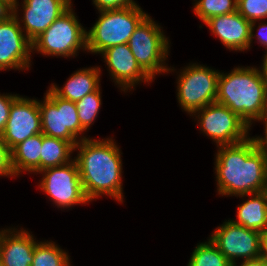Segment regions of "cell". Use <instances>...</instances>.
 <instances>
[{"label": "cell", "instance_id": "4316f807", "mask_svg": "<svg viewBox=\"0 0 267 266\" xmlns=\"http://www.w3.org/2000/svg\"><path fill=\"white\" fill-rule=\"evenodd\" d=\"M0 176L15 177L11 165V150L2 141L0 136Z\"/></svg>", "mask_w": 267, "mask_h": 266}, {"label": "cell", "instance_id": "d590c367", "mask_svg": "<svg viewBox=\"0 0 267 266\" xmlns=\"http://www.w3.org/2000/svg\"><path fill=\"white\" fill-rule=\"evenodd\" d=\"M0 1H2L9 8L16 0H0Z\"/></svg>", "mask_w": 267, "mask_h": 266}, {"label": "cell", "instance_id": "3957f363", "mask_svg": "<svg viewBox=\"0 0 267 266\" xmlns=\"http://www.w3.org/2000/svg\"><path fill=\"white\" fill-rule=\"evenodd\" d=\"M216 102L228 107L251 127L253 121L267 112V88L260 69L236 67L230 73L220 72Z\"/></svg>", "mask_w": 267, "mask_h": 266}, {"label": "cell", "instance_id": "1f68e13d", "mask_svg": "<svg viewBox=\"0 0 267 266\" xmlns=\"http://www.w3.org/2000/svg\"><path fill=\"white\" fill-rule=\"evenodd\" d=\"M260 251L261 258L267 261V228L260 232Z\"/></svg>", "mask_w": 267, "mask_h": 266}, {"label": "cell", "instance_id": "7c38bea8", "mask_svg": "<svg viewBox=\"0 0 267 266\" xmlns=\"http://www.w3.org/2000/svg\"><path fill=\"white\" fill-rule=\"evenodd\" d=\"M209 239L231 264L238 258L247 261L261 257L260 232L237 225L231 219L217 227Z\"/></svg>", "mask_w": 267, "mask_h": 266}, {"label": "cell", "instance_id": "e575fe53", "mask_svg": "<svg viewBox=\"0 0 267 266\" xmlns=\"http://www.w3.org/2000/svg\"><path fill=\"white\" fill-rule=\"evenodd\" d=\"M7 9L8 7L2 1H0V15H2Z\"/></svg>", "mask_w": 267, "mask_h": 266}, {"label": "cell", "instance_id": "d6a6232c", "mask_svg": "<svg viewBox=\"0 0 267 266\" xmlns=\"http://www.w3.org/2000/svg\"><path fill=\"white\" fill-rule=\"evenodd\" d=\"M231 266H237V263L232 264ZM240 266H267V261L260 257L254 260L242 261Z\"/></svg>", "mask_w": 267, "mask_h": 266}, {"label": "cell", "instance_id": "4fadbf2b", "mask_svg": "<svg viewBox=\"0 0 267 266\" xmlns=\"http://www.w3.org/2000/svg\"><path fill=\"white\" fill-rule=\"evenodd\" d=\"M42 133L39 101L20 97L12 102L9 118L0 135L2 141L12 150L20 142Z\"/></svg>", "mask_w": 267, "mask_h": 266}, {"label": "cell", "instance_id": "52a82bcc", "mask_svg": "<svg viewBox=\"0 0 267 266\" xmlns=\"http://www.w3.org/2000/svg\"><path fill=\"white\" fill-rule=\"evenodd\" d=\"M45 94L43 103L39 101L42 133L69 141L74 146L82 139H87L78 137L85 130L80 125L75 102L60 98L50 88Z\"/></svg>", "mask_w": 267, "mask_h": 266}, {"label": "cell", "instance_id": "f1b7e54d", "mask_svg": "<svg viewBox=\"0 0 267 266\" xmlns=\"http://www.w3.org/2000/svg\"><path fill=\"white\" fill-rule=\"evenodd\" d=\"M98 11L113 10L133 7L136 4L133 0H92Z\"/></svg>", "mask_w": 267, "mask_h": 266}, {"label": "cell", "instance_id": "6da1fadb", "mask_svg": "<svg viewBox=\"0 0 267 266\" xmlns=\"http://www.w3.org/2000/svg\"><path fill=\"white\" fill-rule=\"evenodd\" d=\"M215 170L217 192L244 197L267 190V154L252 138L217 146Z\"/></svg>", "mask_w": 267, "mask_h": 266}, {"label": "cell", "instance_id": "7a4b0ae2", "mask_svg": "<svg viewBox=\"0 0 267 266\" xmlns=\"http://www.w3.org/2000/svg\"><path fill=\"white\" fill-rule=\"evenodd\" d=\"M84 193L89 201L107 195L123 202L121 152L112 138L82 139L75 145Z\"/></svg>", "mask_w": 267, "mask_h": 266}, {"label": "cell", "instance_id": "ba28073f", "mask_svg": "<svg viewBox=\"0 0 267 266\" xmlns=\"http://www.w3.org/2000/svg\"><path fill=\"white\" fill-rule=\"evenodd\" d=\"M189 65L178 75L177 98L181 108L193 116L196 110L216 102L220 72L205 65Z\"/></svg>", "mask_w": 267, "mask_h": 266}, {"label": "cell", "instance_id": "484cf974", "mask_svg": "<svg viewBox=\"0 0 267 266\" xmlns=\"http://www.w3.org/2000/svg\"><path fill=\"white\" fill-rule=\"evenodd\" d=\"M237 11L248 21L267 18V0H237Z\"/></svg>", "mask_w": 267, "mask_h": 266}, {"label": "cell", "instance_id": "5bb4252c", "mask_svg": "<svg viewBox=\"0 0 267 266\" xmlns=\"http://www.w3.org/2000/svg\"><path fill=\"white\" fill-rule=\"evenodd\" d=\"M72 5L71 0H23V17L18 22L27 38L33 42Z\"/></svg>", "mask_w": 267, "mask_h": 266}, {"label": "cell", "instance_id": "8fae6325", "mask_svg": "<svg viewBox=\"0 0 267 266\" xmlns=\"http://www.w3.org/2000/svg\"><path fill=\"white\" fill-rule=\"evenodd\" d=\"M39 173L44 174L39 188L51 197L58 208H69L89 202L83 190L75 159L65 165L44 169Z\"/></svg>", "mask_w": 267, "mask_h": 266}, {"label": "cell", "instance_id": "9a60e30c", "mask_svg": "<svg viewBox=\"0 0 267 266\" xmlns=\"http://www.w3.org/2000/svg\"><path fill=\"white\" fill-rule=\"evenodd\" d=\"M102 56L107 69L115 84L126 91L139 82H152V79L141 69L136 62L128 44H120L104 50Z\"/></svg>", "mask_w": 267, "mask_h": 266}, {"label": "cell", "instance_id": "30bf717a", "mask_svg": "<svg viewBox=\"0 0 267 266\" xmlns=\"http://www.w3.org/2000/svg\"><path fill=\"white\" fill-rule=\"evenodd\" d=\"M198 118L200 129L217 146L232 145L245 141L251 129L246 122L228 107L214 102L193 113Z\"/></svg>", "mask_w": 267, "mask_h": 266}, {"label": "cell", "instance_id": "ffe728a7", "mask_svg": "<svg viewBox=\"0 0 267 266\" xmlns=\"http://www.w3.org/2000/svg\"><path fill=\"white\" fill-rule=\"evenodd\" d=\"M251 196L238 206V221H231L247 229L261 232L267 228V190L251 194Z\"/></svg>", "mask_w": 267, "mask_h": 266}, {"label": "cell", "instance_id": "d6986e66", "mask_svg": "<svg viewBox=\"0 0 267 266\" xmlns=\"http://www.w3.org/2000/svg\"><path fill=\"white\" fill-rule=\"evenodd\" d=\"M43 133L35 134L11 150V165L15 176L21 172L39 173Z\"/></svg>", "mask_w": 267, "mask_h": 266}, {"label": "cell", "instance_id": "d4e9b609", "mask_svg": "<svg viewBox=\"0 0 267 266\" xmlns=\"http://www.w3.org/2000/svg\"><path fill=\"white\" fill-rule=\"evenodd\" d=\"M100 88L75 102L81 127L86 131L94 123L101 107Z\"/></svg>", "mask_w": 267, "mask_h": 266}, {"label": "cell", "instance_id": "2e32d148", "mask_svg": "<svg viewBox=\"0 0 267 266\" xmlns=\"http://www.w3.org/2000/svg\"><path fill=\"white\" fill-rule=\"evenodd\" d=\"M205 25L229 50L250 49L251 22L238 11L212 17L205 22Z\"/></svg>", "mask_w": 267, "mask_h": 266}, {"label": "cell", "instance_id": "836d02e7", "mask_svg": "<svg viewBox=\"0 0 267 266\" xmlns=\"http://www.w3.org/2000/svg\"><path fill=\"white\" fill-rule=\"evenodd\" d=\"M260 69H261L260 73L262 75L263 82L265 83V86L267 88V54H265L263 58V63Z\"/></svg>", "mask_w": 267, "mask_h": 266}, {"label": "cell", "instance_id": "ac0fdd59", "mask_svg": "<svg viewBox=\"0 0 267 266\" xmlns=\"http://www.w3.org/2000/svg\"><path fill=\"white\" fill-rule=\"evenodd\" d=\"M100 73L99 67L80 69L68 78L64 87L59 88L52 84L49 88L60 98L77 102L100 88Z\"/></svg>", "mask_w": 267, "mask_h": 266}, {"label": "cell", "instance_id": "83f0119b", "mask_svg": "<svg viewBox=\"0 0 267 266\" xmlns=\"http://www.w3.org/2000/svg\"><path fill=\"white\" fill-rule=\"evenodd\" d=\"M18 94H0V135L3 133L9 118L12 102L18 97Z\"/></svg>", "mask_w": 267, "mask_h": 266}, {"label": "cell", "instance_id": "e0dca14e", "mask_svg": "<svg viewBox=\"0 0 267 266\" xmlns=\"http://www.w3.org/2000/svg\"><path fill=\"white\" fill-rule=\"evenodd\" d=\"M34 236L24 229L0 231V265L31 266L36 246Z\"/></svg>", "mask_w": 267, "mask_h": 266}, {"label": "cell", "instance_id": "7402d4cb", "mask_svg": "<svg viewBox=\"0 0 267 266\" xmlns=\"http://www.w3.org/2000/svg\"><path fill=\"white\" fill-rule=\"evenodd\" d=\"M33 257L31 266H71L68 253L48 240L36 243Z\"/></svg>", "mask_w": 267, "mask_h": 266}, {"label": "cell", "instance_id": "5b68a950", "mask_svg": "<svg viewBox=\"0 0 267 266\" xmlns=\"http://www.w3.org/2000/svg\"><path fill=\"white\" fill-rule=\"evenodd\" d=\"M161 28L148 15L138 25L127 43L138 65L152 80L156 74L175 70L164 64L170 46Z\"/></svg>", "mask_w": 267, "mask_h": 266}, {"label": "cell", "instance_id": "277c9868", "mask_svg": "<svg viewBox=\"0 0 267 266\" xmlns=\"http://www.w3.org/2000/svg\"><path fill=\"white\" fill-rule=\"evenodd\" d=\"M100 16L87 33V51L104 50L126 44L138 25L148 16L140 6L99 11Z\"/></svg>", "mask_w": 267, "mask_h": 266}, {"label": "cell", "instance_id": "cb8c5ba5", "mask_svg": "<svg viewBox=\"0 0 267 266\" xmlns=\"http://www.w3.org/2000/svg\"><path fill=\"white\" fill-rule=\"evenodd\" d=\"M194 13L203 23L208 19L237 11V0H195Z\"/></svg>", "mask_w": 267, "mask_h": 266}, {"label": "cell", "instance_id": "9c48e42d", "mask_svg": "<svg viewBox=\"0 0 267 266\" xmlns=\"http://www.w3.org/2000/svg\"><path fill=\"white\" fill-rule=\"evenodd\" d=\"M18 0L0 15V71L30 67L32 42L18 22Z\"/></svg>", "mask_w": 267, "mask_h": 266}, {"label": "cell", "instance_id": "44dd1931", "mask_svg": "<svg viewBox=\"0 0 267 266\" xmlns=\"http://www.w3.org/2000/svg\"><path fill=\"white\" fill-rule=\"evenodd\" d=\"M73 151H75V146L69 141L43 134L40 171L51 167L62 166L73 161L74 159L70 156Z\"/></svg>", "mask_w": 267, "mask_h": 266}, {"label": "cell", "instance_id": "8992f818", "mask_svg": "<svg viewBox=\"0 0 267 266\" xmlns=\"http://www.w3.org/2000/svg\"><path fill=\"white\" fill-rule=\"evenodd\" d=\"M72 6L32 42V51L47 56L73 57L87 50V33L76 18Z\"/></svg>", "mask_w": 267, "mask_h": 266}, {"label": "cell", "instance_id": "f546056e", "mask_svg": "<svg viewBox=\"0 0 267 266\" xmlns=\"http://www.w3.org/2000/svg\"><path fill=\"white\" fill-rule=\"evenodd\" d=\"M255 24H256V21L251 22L250 46H251V43H252L253 39L257 38L258 42L261 45L266 47V49H265L266 52L265 53L267 54V33H266L267 32V23H265V21H264V22H261V24L258 25V29H257L258 33L256 34V36L254 34V29L256 27Z\"/></svg>", "mask_w": 267, "mask_h": 266}, {"label": "cell", "instance_id": "4dcf8cb0", "mask_svg": "<svg viewBox=\"0 0 267 266\" xmlns=\"http://www.w3.org/2000/svg\"><path fill=\"white\" fill-rule=\"evenodd\" d=\"M258 121H263V123H265V137L258 136L256 138L253 137V139L256 143V146L267 154V112Z\"/></svg>", "mask_w": 267, "mask_h": 266}, {"label": "cell", "instance_id": "603a6c76", "mask_svg": "<svg viewBox=\"0 0 267 266\" xmlns=\"http://www.w3.org/2000/svg\"><path fill=\"white\" fill-rule=\"evenodd\" d=\"M230 261L219 251L210 240L199 243L190 257L187 266H231Z\"/></svg>", "mask_w": 267, "mask_h": 266}]
</instances>
